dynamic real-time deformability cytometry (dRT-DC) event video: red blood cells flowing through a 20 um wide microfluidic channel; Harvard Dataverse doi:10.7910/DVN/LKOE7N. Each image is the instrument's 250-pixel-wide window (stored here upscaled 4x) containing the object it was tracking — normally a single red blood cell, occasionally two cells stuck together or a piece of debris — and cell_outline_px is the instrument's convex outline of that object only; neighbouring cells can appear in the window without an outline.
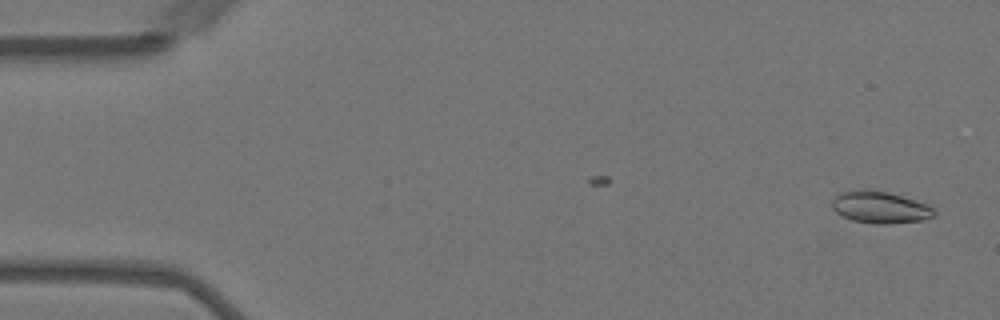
{"species": "Egyptian fruit bat (a non-hibernating species)", "species_latin": "Rousettus aegyptiacus", "temperature_condition": "warm", "stored_images_in_passage": 49, "camera_frame_rate_fps": 3000, "um_per_image_px": 0.085, "animal": {"sex": "female"}, "frame": {"image": 1, "passage_image": 2, "time_ms": 0.333, "image_size_px": [1000, 320], "cell_outline_px": [[936, 212], [932, 216], [924, 220], [888, 224], [872, 224], [852, 220], [836, 212], [832, 208], [832, 200], [840, 192], [864, 188], [888, 192], [928, 204]], "centroid_in_image_um": [74.79, 17.61], "position_along_channel_um": 10.2, "area_um2": 19.07}}
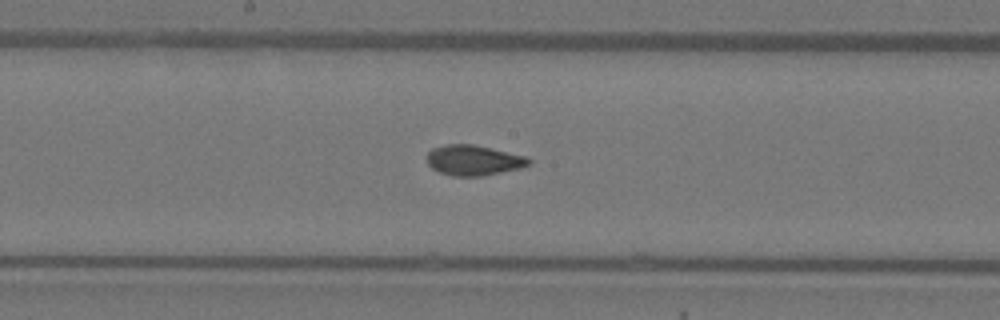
{"frame": {"image": 2, "passage_image": 29, "time_ms": 9.333, "image_size_px": [1000, 320], "cell_outline_px": [[532, 164], [520, 168], [484, 176], [452, 176], [440, 172], [432, 168], [428, 164], [428, 152], [432, 148], [448, 144], [472, 144], [528, 156], [532, 160]], "centroid_in_image_um": [40.3, 13.62], "position_along_channel_um": 207.9, "area_um2": 18.09}}
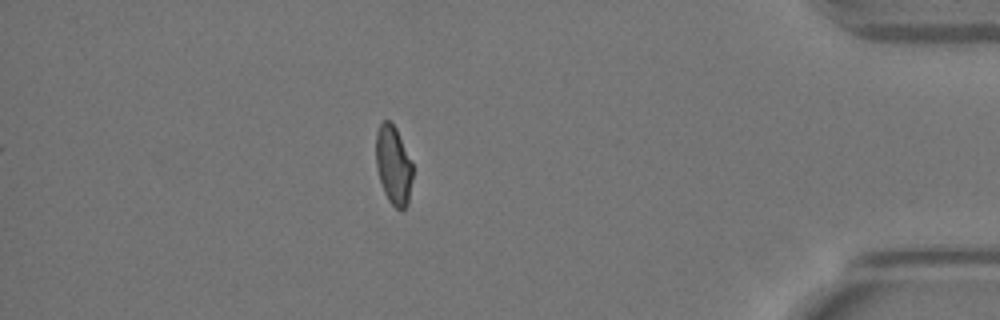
{"frame": {"image": 3, "passage_image": 49, "time_ms": 16.0, "image_size_px": [1000, 320], "cell_outline_px": [[412, 180], [408, 204], [400, 212], [388, 200], [384, 192], [376, 168], [376, 132], [380, 124], [384, 120], [388, 120], [396, 128], [412, 164]], "centroid_in_image_um": [33.43, 14.07], "position_along_channel_um": 401.8, "area_um2": 16.76}, "authors_computed_cell_mechanics": {"area_um2": 18.3226, "velocity_mm_per_s": 3.5692, "shape_relaxation_time_tau1_ms": 9.7526, "shape_relaxation_time_tau2_ms": 1.2101, "deformation_change_tau1": 0.2132, "deformation_change_tau2": 0.0513}}